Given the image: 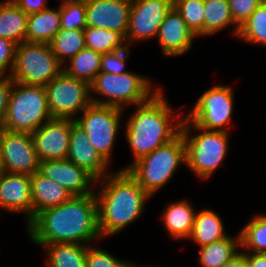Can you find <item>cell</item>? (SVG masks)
Listing matches in <instances>:
<instances>
[{"label": "cell", "instance_id": "ab89813d", "mask_svg": "<svg viewBox=\"0 0 266 267\" xmlns=\"http://www.w3.org/2000/svg\"><path fill=\"white\" fill-rule=\"evenodd\" d=\"M26 14L37 13L48 8L47 0H12Z\"/></svg>", "mask_w": 266, "mask_h": 267}, {"label": "cell", "instance_id": "d6a6232c", "mask_svg": "<svg viewBox=\"0 0 266 267\" xmlns=\"http://www.w3.org/2000/svg\"><path fill=\"white\" fill-rule=\"evenodd\" d=\"M173 6L195 36L204 37V0H173Z\"/></svg>", "mask_w": 266, "mask_h": 267}, {"label": "cell", "instance_id": "f1b7e54d", "mask_svg": "<svg viewBox=\"0 0 266 267\" xmlns=\"http://www.w3.org/2000/svg\"><path fill=\"white\" fill-rule=\"evenodd\" d=\"M83 32L86 47L101 54L128 47L125 36L120 32L90 26Z\"/></svg>", "mask_w": 266, "mask_h": 267}, {"label": "cell", "instance_id": "52a82bcc", "mask_svg": "<svg viewBox=\"0 0 266 267\" xmlns=\"http://www.w3.org/2000/svg\"><path fill=\"white\" fill-rule=\"evenodd\" d=\"M50 119L45 87L14 81L2 129L31 134Z\"/></svg>", "mask_w": 266, "mask_h": 267}, {"label": "cell", "instance_id": "7a4b0ae2", "mask_svg": "<svg viewBox=\"0 0 266 267\" xmlns=\"http://www.w3.org/2000/svg\"><path fill=\"white\" fill-rule=\"evenodd\" d=\"M100 192L95 195L98 204V230L101 237L117 234L142 215L146 202L152 198L127 172L118 170L96 181Z\"/></svg>", "mask_w": 266, "mask_h": 267}, {"label": "cell", "instance_id": "9a60e30c", "mask_svg": "<svg viewBox=\"0 0 266 267\" xmlns=\"http://www.w3.org/2000/svg\"><path fill=\"white\" fill-rule=\"evenodd\" d=\"M86 25L116 31L126 37L131 0H85Z\"/></svg>", "mask_w": 266, "mask_h": 267}, {"label": "cell", "instance_id": "5b68a950", "mask_svg": "<svg viewBox=\"0 0 266 267\" xmlns=\"http://www.w3.org/2000/svg\"><path fill=\"white\" fill-rule=\"evenodd\" d=\"M182 163L186 164V146L180 132L133 163L127 172L152 197L173 178Z\"/></svg>", "mask_w": 266, "mask_h": 267}, {"label": "cell", "instance_id": "4dcf8cb0", "mask_svg": "<svg viewBox=\"0 0 266 267\" xmlns=\"http://www.w3.org/2000/svg\"><path fill=\"white\" fill-rule=\"evenodd\" d=\"M239 233L241 248L244 251L266 253V214L253 217Z\"/></svg>", "mask_w": 266, "mask_h": 267}, {"label": "cell", "instance_id": "4316f807", "mask_svg": "<svg viewBox=\"0 0 266 267\" xmlns=\"http://www.w3.org/2000/svg\"><path fill=\"white\" fill-rule=\"evenodd\" d=\"M102 55L90 48H83L74 57L69 59L68 64L63 65V72L70 77L87 82L89 85L100 73Z\"/></svg>", "mask_w": 266, "mask_h": 267}, {"label": "cell", "instance_id": "d4e9b609", "mask_svg": "<svg viewBox=\"0 0 266 267\" xmlns=\"http://www.w3.org/2000/svg\"><path fill=\"white\" fill-rule=\"evenodd\" d=\"M236 236L228 235L222 240L200 247L198 261L201 267H222L237 255L241 251L240 233Z\"/></svg>", "mask_w": 266, "mask_h": 267}, {"label": "cell", "instance_id": "8992f818", "mask_svg": "<svg viewBox=\"0 0 266 267\" xmlns=\"http://www.w3.org/2000/svg\"><path fill=\"white\" fill-rule=\"evenodd\" d=\"M151 81L145 76L128 71L120 75L100 72L90 84L92 93L104 96H90L91 103L101 106H113L121 109L127 105H139L147 102L160 89L151 86ZM93 97V98H92Z\"/></svg>", "mask_w": 266, "mask_h": 267}, {"label": "cell", "instance_id": "3957f363", "mask_svg": "<svg viewBox=\"0 0 266 267\" xmlns=\"http://www.w3.org/2000/svg\"><path fill=\"white\" fill-rule=\"evenodd\" d=\"M164 94L160 88L147 102L136 105L137 110L128 118L125 136L134 159L121 170H127L140 158L171 141L180 133L184 115L180 117L176 115V119L173 118L175 112Z\"/></svg>", "mask_w": 266, "mask_h": 267}, {"label": "cell", "instance_id": "ee69618b", "mask_svg": "<svg viewBox=\"0 0 266 267\" xmlns=\"http://www.w3.org/2000/svg\"><path fill=\"white\" fill-rule=\"evenodd\" d=\"M74 1H84V0H62V3H64V2H74Z\"/></svg>", "mask_w": 266, "mask_h": 267}, {"label": "cell", "instance_id": "836d02e7", "mask_svg": "<svg viewBox=\"0 0 266 267\" xmlns=\"http://www.w3.org/2000/svg\"><path fill=\"white\" fill-rule=\"evenodd\" d=\"M61 28L84 30L86 25V2H64L60 5Z\"/></svg>", "mask_w": 266, "mask_h": 267}, {"label": "cell", "instance_id": "f35d334b", "mask_svg": "<svg viewBox=\"0 0 266 267\" xmlns=\"http://www.w3.org/2000/svg\"><path fill=\"white\" fill-rule=\"evenodd\" d=\"M13 80L10 76H0V129L4 125V119L9 103L10 93L13 87Z\"/></svg>", "mask_w": 266, "mask_h": 267}, {"label": "cell", "instance_id": "e575fe53", "mask_svg": "<svg viewBox=\"0 0 266 267\" xmlns=\"http://www.w3.org/2000/svg\"><path fill=\"white\" fill-rule=\"evenodd\" d=\"M85 267H132V262L121 261L109 252L98 249L95 245L87 246Z\"/></svg>", "mask_w": 266, "mask_h": 267}, {"label": "cell", "instance_id": "60d3db41", "mask_svg": "<svg viewBox=\"0 0 266 267\" xmlns=\"http://www.w3.org/2000/svg\"><path fill=\"white\" fill-rule=\"evenodd\" d=\"M247 267H266V253H249L245 251Z\"/></svg>", "mask_w": 266, "mask_h": 267}, {"label": "cell", "instance_id": "7bdbcfd3", "mask_svg": "<svg viewBox=\"0 0 266 267\" xmlns=\"http://www.w3.org/2000/svg\"><path fill=\"white\" fill-rule=\"evenodd\" d=\"M0 171H2V150H1V144H0Z\"/></svg>", "mask_w": 266, "mask_h": 267}, {"label": "cell", "instance_id": "603a6c76", "mask_svg": "<svg viewBox=\"0 0 266 267\" xmlns=\"http://www.w3.org/2000/svg\"><path fill=\"white\" fill-rule=\"evenodd\" d=\"M222 222L219 214L212 209L197 211L189 239L193 240L199 247H202L226 238L229 234L224 230Z\"/></svg>", "mask_w": 266, "mask_h": 267}, {"label": "cell", "instance_id": "74e56055", "mask_svg": "<svg viewBox=\"0 0 266 267\" xmlns=\"http://www.w3.org/2000/svg\"><path fill=\"white\" fill-rule=\"evenodd\" d=\"M17 44L13 41L0 38V76H10L13 69ZM5 72L9 74H5Z\"/></svg>", "mask_w": 266, "mask_h": 267}, {"label": "cell", "instance_id": "83f0119b", "mask_svg": "<svg viewBox=\"0 0 266 267\" xmlns=\"http://www.w3.org/2000/svg\"><path fill=\"white\" fill-rule=\"evenodd\" d=\"M204 10V36L219 33L230 25H234L232 33L238 35L239 27L233 20L229 0H204Z\"/></svg>", "mask_w": 266, "mask_h": 267}, {"label": "cell", "instance_id": "8fae6325", "mask_svg": "<svg viewBox=\"0 0 266 267\" xmlns=\"http://www.w3.org/2000/svg\"><path fill=\"white\" fill-rule=\"evenodd\" d=\"M234 91L227 85H216L204 92L184 116L205 130L228 132L233 114Z\"/></svg>", "mask_w": 266, "mask_h": 267}, {"label": "cell", "instance_id": "d590c367", "mask_svg": "<svg viewBox=\"0 0 266 267\" xmlns=\"http://www.w3.org/2000/svg\"><path fill=\"white\" fill-rule=\"evenodd\" d=\"M129 46L125 49H118L113 52L104 53L102 55V61L100 66V72L112 73L120 75L128 70H124L125 61L130 56Z\"/></svg>", "mask_w": 266, "mask_h": 267}, {"label": "cell", "instance_id": "4fadbf2b", "mask_svg": "<svg viewBox=\"0 0 266 267\" xmlns=\"http://www.w3.org/2000/svg\"><path fill=\"white\" fill-rule=\"evenodd\" d=\"M173 7V0H131L129 25L126 41L131 43L156 38L158 29L168 11Z\"/></svg>", "mask_w": 266, "mask_h": 267}, {"label": "cell", "instance_id": "7402d4cb", "mask_svg": "<svg viewBox=\"0 0 266 267\" xmlns=\"http://www.w3.org/2000/svg\"><path fill=\"white\" fill-rule=\"evenodd\" d=\"M60 29V6L57 10L48 7L43 11L28 14L26 42L49 44Z\"/></svg>", "mask_w": 266, "mask_h": 267}, {"label": "cell", "instance_id": "d6986e66", "mask_svg": "<svg viewBox=\"0 0 266 267\" xmlns=\"http://www.w3.org/2000/svg\"><path fill=\"white\" fill-rule=\"evenodd\" d=\"M156 38L163 55L172 57L190 50L196 36L173 6L161 23Z\"/></svg>", "mask_w": 266, "mask_h": 267}, {"label": "cell", "instance_id": "7c38bea8", "mask_svg": "<svg viewBox=\"0 0 266 267\" xmlns=\"http://www.w3.org/2000/svg\"><path fill=\"white\" fill-rule=\"evenodd\" d=\"M2 171L32 175L40 161L29 133L0 129Z\"/></svg>", "mask_w": 266, "mask_h": 267}, {"label": "cell", "instance_id": "ba28073f", "mask_svg": "<svg viewBox=\"0 0 266 267\" xmlns=\"http://www.w3.org/2000/svg\"><path fill=\"white\" fill-rule=\"evenodd\" d=\"M62 71L49 44L24 41L16 47L10 77L24 85L45 87Z\"/></svg>", "mask_w": 266, "mask_h": 267}, {"label": "cell", "instance_id": "5bb4252c", "mask_svg": "<svg viewBox=\"0 0 266 267\" xmlns=\"http://www.w3.org/2000/svg\"><path fill=\"white\" fill-rule=\"evenodd\" d=\"M71 119L52 118L30 135L40 162L67 159Z\"/></svg>", "mask_w": 266, "mask_h": 267}, {"label": "cell", "instance_id": "484cf974", "mask_svg": "<svg viewBox=\"0 0 266 267\" xmlns=\"http://www.w3.org/2000/svg\"><path fill=\"white\" fill-rule=\"evenodd\" d=\"M87 246L77 243H54L44 246L46 267H85Z\"/></svg>", "mask_w": 266, "mask_h": 267}, {"label": "cell", "instance_id": "b9f144b4", "mask_svg": "<svg viewBox=\"0 0 266 267\" xmlns=\"http://www.w3.org/2000/svg\"><path fill=\"white\" fill-rule=\"evenodd\" d=\"M222 267H247L245 252H239L231 260L227 261Z\"/></svg>", "mask_w": 266, "mask_h": 267}, {"label": "cell", "instance_id": "8d00e7d4", "mask_svg": "<svg viewBox=\"0 0 266 267\" xmlns=\"http://www.w3.org/2000/svg\"><path fill=\"white\" fill-rule=\"evenodd\" d=\"M264 0H229L235 24L240 27Z\"/></svg>", "mask_w": 266, "mask_h": 267}, {"label": "cell", "instance_id": "6da1fadb", "mask_svg": "<svg viewBox=\"0 0 266 267\" xmlns=\"http://www.w3.org/2000/svg\"><path fill=\"white\" fill-rule=\"evenodd\" d=\"M30 241L44 247L54 243L89 245L101 239L95 193L73 196L63 204L44 209L27 224Z\"/></svg>", "mask_w": 266, "mask_h": 267}, {"label": "cell", "instance_id": "30bf717a", "mask_svg": "<svg viewBox=\"0 0 266 267\" xmlns=\"http://www.w3.org/2000/svg\"><path fill=\"white\" fill-rule=\"evenodd\" d=\"M52 118L75 120L90 104V85L63 71L45 86Z\"/></svg>", "mask_w": 266, "mask_h": 267}, {"label": "cell", "instance_id": "f546056e", "mask_svg": "<svg viewBox=\"0 0 266 267\" xmlns=\"http://www.w3.org/2000/svg\"><path fill=\"white\" fill-rule=\"evenodd\" d=\"M49 45L58 61L65 65L66 57L69 60L86 47L84 32L83 30L61 28Z\"/></svg>", "mask_w": 266, "mask_h": 267}, {"label": "cell", "instance_id": "2e32d148", "mask_svg": "<svg viewBox=\"0 0 266 267\" xmlns=\"http://www.w3.org/2000/svg\"><path fill=\"white\" fill-rule=\"evenodd\" d=\"M39 172L66 188L73 196L95 193L92 186L96 184V180L67 159L42 161Z\"/></svg>", "mask_w": 266, "mask_h": 267}, {"label": "cell", "instance_id": "1f68e13d", "mask_svg": "<svg viewBox=\"0 0 266 267\" xmlns=\"http://www.w3.org/2000/svg\"><path fill=\"white\" fill-rule=\"evenodd\" d=\"M237 37L245 42L266 47V2L263 1L239 27Z\"/></svg>", "mask_w": 266, "mask_h": 267}, {"label": "cell", "instance_id": "f6af8a7d", "mask_svg": "<svg viewBox=\"0 0 266 267\" xmlns=\"http://www.w3.org/2000/svg\"><path fill=\"white\" fill-rule=\"evenodd\" d=\"M132 267H138L137 265L133 264ZM140 267V266H139ZM141 267H145V266H141ZM147 267V266H146ZM148 267H152V266H148Z\"/></svg>", "mask_w": 266, "mask_h": 267}, {"label": "cell", "instance_id": "ffe728a7", "mask_svg": "<svg viewBox=\"0 0 266 267\" xmlns=\"http://www.w3.org/2000/svg\"><path fill=\"white\" fill-rule=\"evenodd\" d=\"M32 219L47 208L58 206L73 197L66 188L45 177L39 171L30 176Z\"/></svg>", "mask_w": 266, "mask_h": 267}, {"label": "cell", "instance_id": "ac0fdd59", "mask_svg": "<svg viewBox=\"0 0 266 267\" xmlns=\"http://www.w3.org/2000/svg\"><path fill=\"white\" fill-rule=\"evenodd\" d=\"M0 209H5L12 213H25V216L27 215L26 224L32 220L30 175L1 172Z\"/></svg>", "mask_w": 266, "mask_h": 267}, {"label": "cell", "instance_id": "44dd1931", "mask_svg": "<svg viewBox=\"0 0 266 267\" xmlns=\"http://www.w3.org/2000/svg\"><path fill=\"white\" fill-rule=\"evenodd\" d=\"M194 206L186 200L170 203L161 214L162 224L174 239H189L193 230Z\"/></svg>", "mask_w": 266, "mask_h": 267}, {"label": "cell", "instance_id": "cb8c5ba5", "mask_svg": "<svg viewBox=\"0 0 266 267\" xmlns=\"http://www.w3.org/2000/svg\"><path fill=\"white\" fill-rule=\"evenodd\" d=\"M28 14L12 0L0 2V38H6L17 45L26 41Z\"/></svg>", "mask_w": 266, "mask_h": 267}, {"label": "cell", "instance_id": "277c9868", "mask_svg": "<svg viewBox=\"0 0 266 267\" xmlns=\"http://www.w3.org/2000/svg\"><path fill=\"white\" fill-rule=\"evenodd\" d=\"M191 127L201 132L190 135ZM180 132L186 146V166L202 180L211 177L227 157L229 132L199 128L185 116Z\"/></svg>", "mask_w": 266, "mask_h": 267}, {"label": "cell", "instance_id": "e0dca14e", "mask_svg": "<svg viewBox=\"0 0 266 267\" xmlns=\"http://www.w3.org/2000/svg\"><path fill=\"white\" fill-rule=\"evenodd\" d=\"M67 160L81 167L96 181L111 174L107 172L109 163L95 150L86 132L72 119Z\"/></svg>", "mask_w": 266, "mask_h": 267}, {"label": "cell", "instance_id": "9c48e42d", "mask_svg": "<svg viewBox=\"0 0 266 267\" xmlns=\"http://www.w3.org/2000/svg\"><path fill=\"white\" fill-rule=\"evenodd\" d=\"M124 109L113 106L90 104L75 123L87 134L88 139L103 158L110 163Z\"/></svg>", "mask_w": 266, "mask_h": 267}]
</instances>
